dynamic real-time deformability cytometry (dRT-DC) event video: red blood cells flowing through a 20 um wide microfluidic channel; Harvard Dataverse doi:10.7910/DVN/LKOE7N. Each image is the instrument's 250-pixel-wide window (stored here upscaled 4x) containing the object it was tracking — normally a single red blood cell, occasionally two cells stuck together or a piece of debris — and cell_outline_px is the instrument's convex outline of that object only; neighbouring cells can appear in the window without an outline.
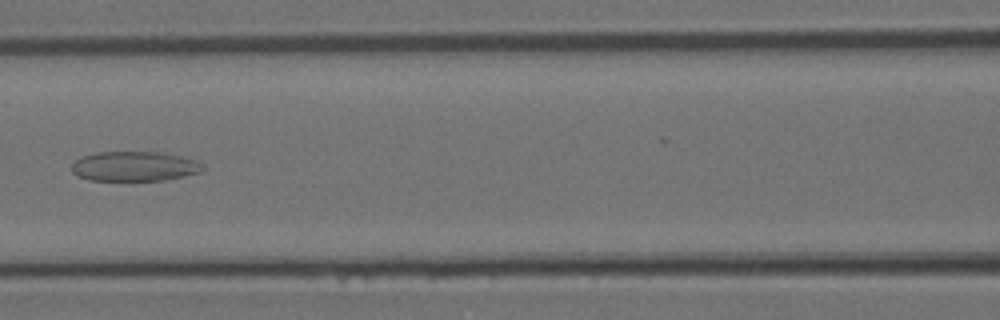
{"species": "Egyptian fruit bat (a non-hibernating species)", "species_latin": "Rousettus aegyptiacus", "temperature_condition": "room temperature", "stored_images_in_passage": 44, "camera_frame_rate_fps": 3000, "um_per_image_px": 0.085, "animal": {"sex": "female"}, "frame": {"image": 1, "passage_image": 19, "time_ms": 6.0, "image_size_px": [1000, 320], "cell_outline_px": [[204, 168], [200, 172], [184, 176], [164, 180], [132, 184], [88, 180], [72, 172], [72, 164], [76, 160], [84, 156], [100, 152], [164, 152], [196, 160], [204, 164]], "centroid_in_image_um": [11.44, 14.19], "position_along_channel_um": 155.2, "area_um2": 23.7}}
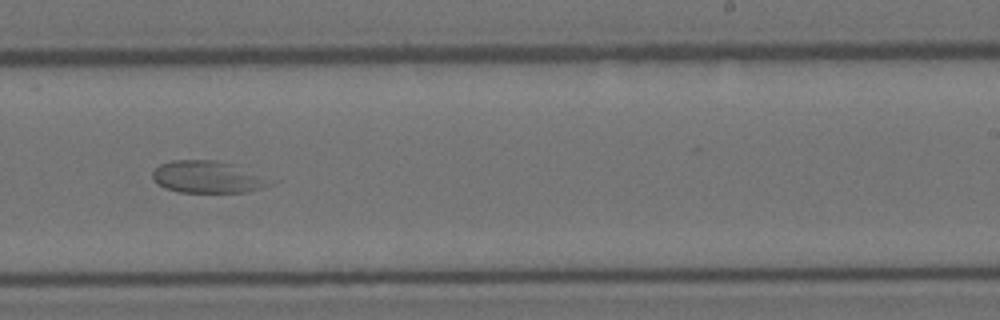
{"frame": {"image": 2, "passage_image": 27, "time_ms": 8.667, "image_size_px": [1000, 320], "cell_outline_px": [[272, 184], [248, 192], [180, 192], [164, 188], [156, 184], [152, 180], [152, 172], [160, 164], [172, 160], [216, 160], [232, 164]], "centroid_in_image_um": [17.46, 15.05], "position_along_channel_um": 271.5, "area_um2": 21.27}}
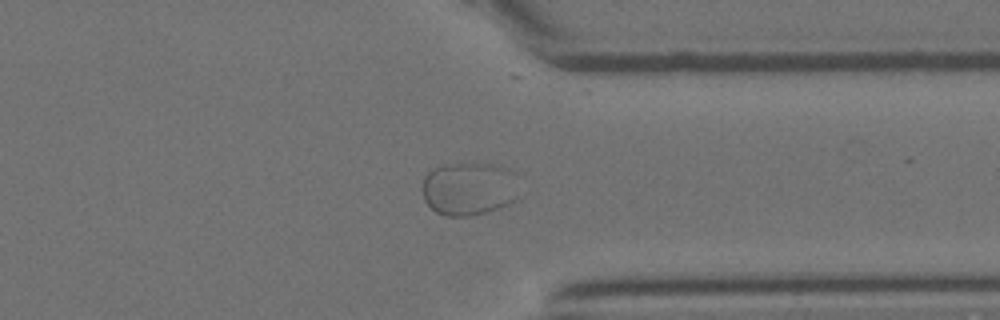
{"frame": {"image": 3, "passage_image": 34, "time_ms": 11.0, "image_size_px": [1000, 320], "cell_outline_px": [[516, 196], [508, 204], [500, 208], [468, 216], [444, 216], [436, 212], [424, 200], [424, 176], [432, 168], [444, 164], [500, 164], [508, 168], [512, 172]], "centroid_in_image_um": [39.81, 16.03], "position_along_channel_um": 371.6, "area_um2": 29.65}}